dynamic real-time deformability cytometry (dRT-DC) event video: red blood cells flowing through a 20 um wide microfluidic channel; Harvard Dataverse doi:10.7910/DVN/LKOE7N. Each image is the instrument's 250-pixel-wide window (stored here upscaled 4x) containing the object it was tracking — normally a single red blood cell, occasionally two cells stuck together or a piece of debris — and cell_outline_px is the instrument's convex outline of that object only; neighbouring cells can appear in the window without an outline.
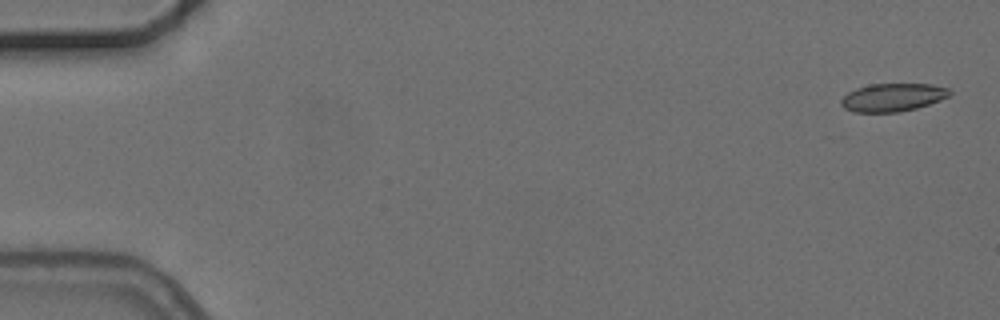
{"species": "common noctule bat (a hibernating species)", "species_latin": "Nyctalus noctula", "temperature_condition": "cold", "stored_images_in_passage": 4, "camera_frame_rate_fps": 3000, "um_per_image_px": 0.085, "animal": {"sex": "female", "body_mass_g": 24.6, "forearm_length_mm": 56.2}, "frame": {"image": 1, "passage_image": 1, "time_ms": 0.0, "image_size_px": [1000, 320], "cell_outline_px": [[952, 92], [948, 96], [940, 100], [916, 108], [900, 112], [856, 112], [844, 108], [840, 104], [840, 100], [848, 92], [856, 88], [872, 84], [932, 84], [948, 88]], "centroid_in_image_um": [75.87, 8.27], "position_along_channel_um": 9.1, "area_um2": 17.69}}
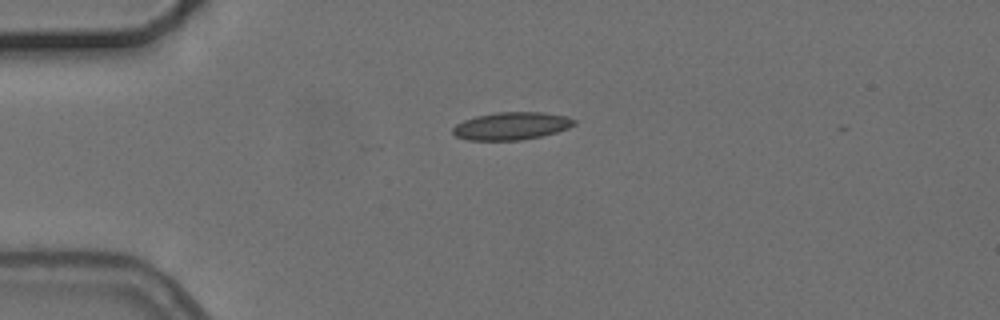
{"frame": {"image": 2, "passage_image": 4, "time_ms": 4.0, "image_size_px": [1000, 320], "cell_outline_px": [[576, 124], [568, 128], [556, 132], [540, 136], [520, 140], [468, 140], [456, 136], [452, 132], [452, 128], [456, 124], [464, 120], [476, 116], [496, 112], [544, 112], [568, 116], [576, 120]], "centroid_in_image_um": [43.48, 10.7], "position_along_channel_um": 41.5, "area_um2": 19.59}}